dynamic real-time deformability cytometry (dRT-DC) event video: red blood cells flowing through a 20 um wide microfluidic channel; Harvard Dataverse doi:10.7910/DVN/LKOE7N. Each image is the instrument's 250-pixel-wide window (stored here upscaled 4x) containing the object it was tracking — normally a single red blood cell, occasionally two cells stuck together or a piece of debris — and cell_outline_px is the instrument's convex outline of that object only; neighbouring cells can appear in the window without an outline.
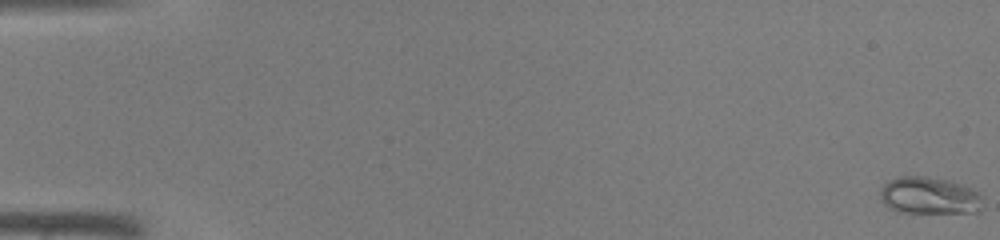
{"species": "common noctule bat (a hibernating species)", "species_latin": "Nyctalus noctula", "temperature_condition": "warm", "stored_images_in_passage": 46, "camera_frame_rate_fps": 3000, "um_per_image_px": 0.085, "animal": {"sex": "male", "body_mass_g": 19.0, "forearm_length_mm": 50.8}, "frame": {"image": 1, "passage_image": 1, "time_ms": 0.0, "image_size_px": [1000, 240], "cell_outline_px": [[980, 212], [900, 212], [888, 208], [880, 200], [880, 188], [888, 180], [900, 176], [924, 176], [948, 180], [972, 188], [980, 196]], "centroid_in_image_um": [78.92, 16.62], "position_along_channel_um": 6.1, "area_um2": 22.08}}
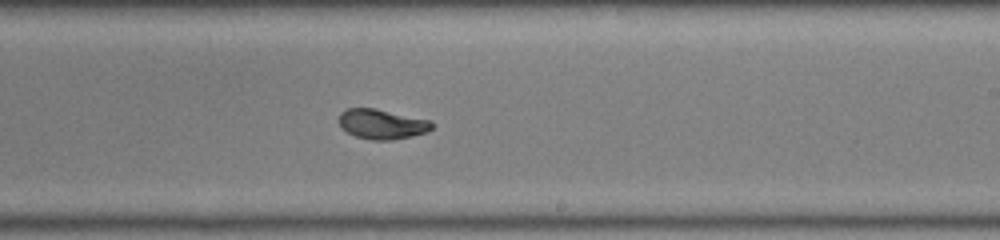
{"frame": {"image": 2, "passage_image": 29, "time_ms": 9.333, "image_size_px": [1000, 240], "cell_outline_px": [[432, 128], [424, 132], [412, 136], [392, 140], [372, 140], [356, 136], [340, 128], [340, 112], [348, 108], [376, 108], [432, 120]], "centroid_in_image_um": [32.46, 10.54], "position_along_channel_um": 256.5, "area_um2": 16.18}}
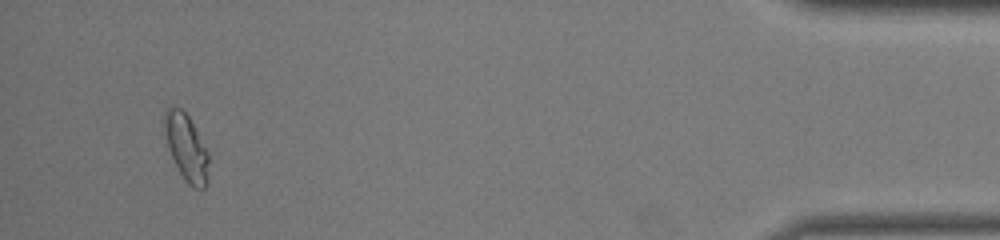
{"frame": {"image": 3, "passage_image": 44, "time_ms": 14.333, "image_size_px": [1000, 240], "cell_outline_px": [[208, 180], [204, 188], [192, 188], [184, 180], [168, 148], [164, 132], [164, 112], [168, 108], [180, 108], [188, 116], [208, 152]], "centroid_in_image_um": [15.84, 12.56], "position_along_channel_um": 419.4, "area_um2": 16.88}}